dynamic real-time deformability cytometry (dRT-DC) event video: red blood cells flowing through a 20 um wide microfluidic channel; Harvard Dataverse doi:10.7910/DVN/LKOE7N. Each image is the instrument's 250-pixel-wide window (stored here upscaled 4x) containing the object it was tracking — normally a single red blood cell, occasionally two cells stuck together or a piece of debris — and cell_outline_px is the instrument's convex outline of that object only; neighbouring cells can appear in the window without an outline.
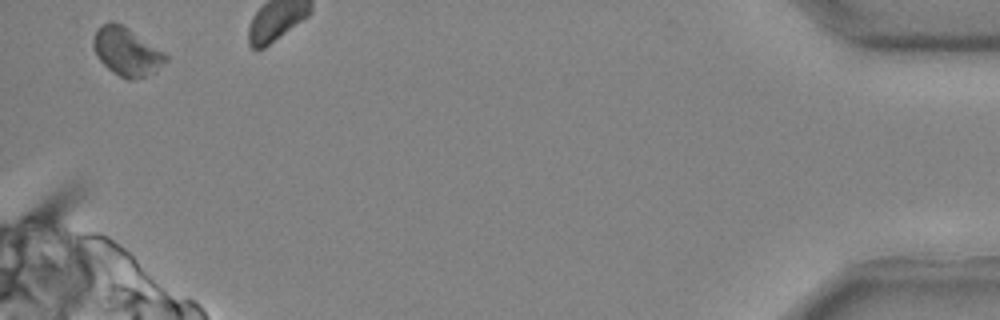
{"species": "common noctule bat (a hibernating species)", "species_latin": "Nyctalus noctula", "temperature_condition": "cold", "stored_images_in_passage": 37, "camera_frame_rate_fps": 3000, "um_per_image_px": 0.085, "animal": {"sex": "male", "body_mass_g": 20.4}, "frame": {"image": 1, "passage_image": 37, "time_ms": 12.0, "image_size_px": [1000, 320], "cell_outline_px": [[168, 60], [156, 72], [132, 80], [128, 80], [112, 72], [96, 56], [92, 48], [92, 40], [100, 24], [112, 20], [128, 28], [164, 52], [168, 56]], "centroid_in_image_um": [10.75, 4.39], "position_along_channel_um": 424.5, "area_um2": 20.4}}